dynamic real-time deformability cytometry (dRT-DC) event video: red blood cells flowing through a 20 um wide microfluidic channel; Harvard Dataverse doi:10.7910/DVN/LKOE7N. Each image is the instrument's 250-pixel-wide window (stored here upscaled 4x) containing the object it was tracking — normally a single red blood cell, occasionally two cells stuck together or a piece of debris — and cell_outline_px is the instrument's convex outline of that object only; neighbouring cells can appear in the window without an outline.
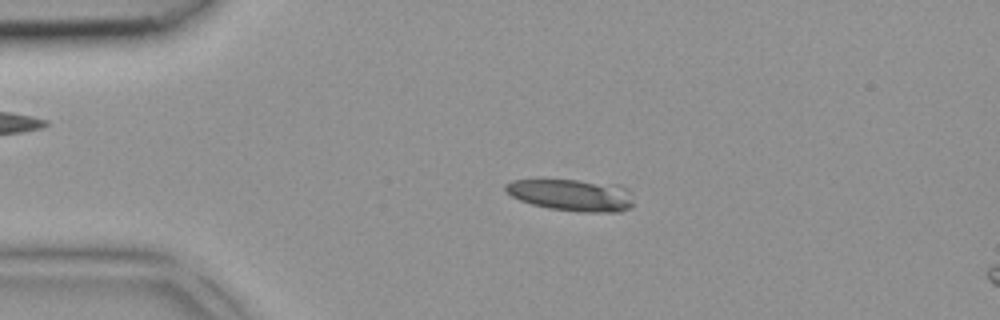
{"species": "common noctule bat (a hibernating species)", "species_latin": "Nyctalus noctula", "temperature_condition": "room temperature", "stored_images_in_passage": 3, "camera_frame_rate_fps": 3000, "um_per_image_px": 0.085, "animal": {"sex": "female", "body_mass_g": 18.4}, "frame": {"image": 1, "passage_image": 1, "time_ms": 0.0, "image_size_px": [1000, 320], "cell_outline_px": [[632, 208], [620, 212], [580, 212], [548, 208], [532, 204], [520, 200], [504, 192], [504, 184], [512, 180], [544, 176], [620, 184], [628, 188], [632, 200]], "centroid_in_image_um": [48.53, 16.52], "position_along_channel_um": 36.5, "area_um2": 25.14}}